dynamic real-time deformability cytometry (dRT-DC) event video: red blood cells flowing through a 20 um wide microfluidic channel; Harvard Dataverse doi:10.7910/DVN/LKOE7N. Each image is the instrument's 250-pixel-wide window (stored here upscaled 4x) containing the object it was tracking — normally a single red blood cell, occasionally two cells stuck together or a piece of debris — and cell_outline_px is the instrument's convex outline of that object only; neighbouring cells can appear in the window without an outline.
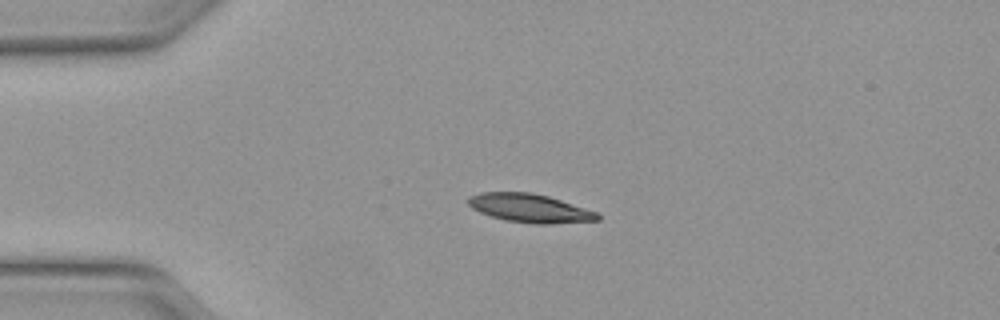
{"species": "Egyptian fruit bat (a non-hibernating species)", "species_latin": "Rousettus aegyptiacus", "temperature_condition": "warm", "stored_images_in_passage": 39, "camera_frame_rate_fps": 3000, "um_per_image_px": 0.085, "animal": {"sex": "female"}, "frame": {"image": 1, "passage_image": 1, "time_ms": 0.0, "image_size_px": [1000, 320], "cell_outline_px": [[600, 220], [552, 224], [536, 224], [504, 220], [480, 212], [472, 208], [468, 204], [468, 196], [480, 192], [532, 192], [548, 196], [600, 212]], "centroid_in_image_um": [45.07, 17.69], "position_along_channel_um": 39.9, "area_um2": 21.73}}
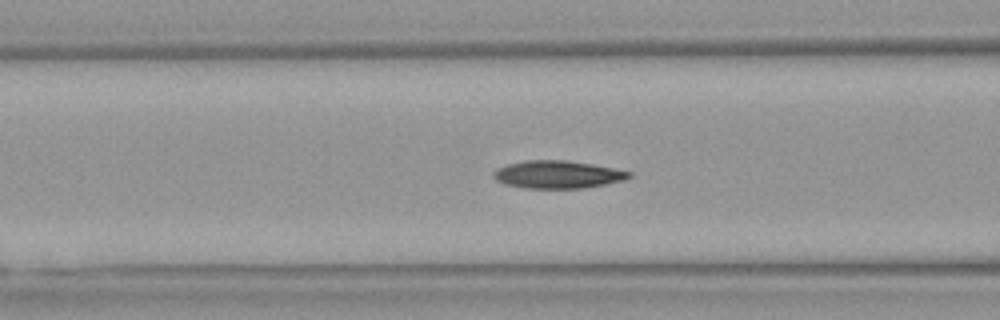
{"frame": {"image": 2, "passage_image": 9, "time_ms": 2.667, "image_size_px": [1000, 320], "cell_outline_px": [[632, 176], [624, 180], [584, 188], [524, 188], [504, 184], [496, 180], [492, 176], [492, 172], [496, 168], [508, 164], [524, 160], [568, 160], [592, 164], [632, 172]], "centroid_in_image_um": [47.36, 14.83], "position_along_channel_um": 119.2, "area_um2": 21.96}}
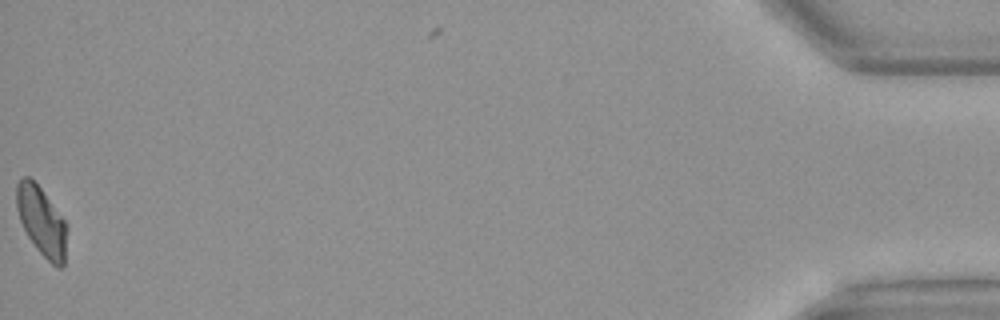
{"frame": {"image": 3, "passage_image": 39, "time_ms": 12.667, "image_size_px": [1000, 320], "cell_outline_px": [[68, 228], [64, 264], [60, 268], [52, 264], [36, 248], [28, 236], [20, 220], [16, 208], [16, 184], [24, 176], [28, 176], [40, 188], [64, 220]], "centroid_in_image_um": [3.54, 18.82], "position_along_channel_um": 431.7, "area_um2": 20.0}, "authors_computed_cell_mechanics": {"area_um2": 21.4438, "velocity_mm_per_s": 4.1307, "shape_relaxation_time_tau1_ms": 9.1358, "shape_relaxation_time_tau2_ms": 3.9208, "deformation_change_tau1": 0.2413, "deformation_change_tau2": 0.0909}}